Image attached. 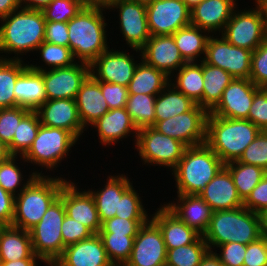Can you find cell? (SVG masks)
<instances>
[{"label":"cell","mask_w":267,"mask_h":266,"mask_svg":"<svg viewBox=\"0 0 267 266\" xmlns=\"http://www.w3.org/2000/svg\"><path fill=\"white\" fill-rule=\"evenodd\" d=\"M0 21V53L16 56L1 55V59L22 60V55L36 51L44 42L46 20L41 10L20 8Z\"/></svg>","instance_id":"6da1fadb"},{"label":"cell","mask_w":267,"mask_h":266,"mask_svg":"<svg viewBox=\"0 0 267 266\" xmlns=\"http://www.w3.org/2000/svg\"><path fill=\"white\" fill-rule=\"evenodd\" d=\"M262 236V215L253 213L244 206L232 210L213 211L209 226L203 234L210 251L227 242L248 245Z\"/></svg>","instance_id":"7a4b0ae2"},{"label":"cell","mask_w":267,"mask_h":266,"mask_svg":"<svg viewBox=\"0 0 267 266\" xmlns=\"http://www.w3.org/2000/svg\"><path fill=\"white\" fill-rule=\"evenodd\" d=\"M100 8H85L67 22L69 48L77 62L91 64L109 47L106 17Z\"/></svg>","instance_id":"3957f363"},{"label":"cell","mask_w":267,"mask_h":266,"mask_svg":"<svg viewBox=\"0 0 267 266\" xmlns=\"http://www.w3.org/2000/svg\"><path fill=\"white\" fill-rule=\"evenodd\" d=\"M67 178L37 175L15 196L12 226L30 231L59 197Z\"/></svg>","instance_id":"277c9868"},{"label":"cell","mask_w":267,"mask_h":266,"mask_svg":"<svg viewBox=\"0 0 267 266\" xmlns=\"http://www.w3.org/2000/svg\"><path fill=\"white\" fill-rule=\"evenodd\" d=\"M260 131L247 119H229L208 114L205 143L226 164L238 160Z\"/></svg>","instance_id":"5b68a950"},{"label":"cell","mask_w":267,"mask_h":266,"mask_svg":"<svg viewBox=\"0 0 267 266\" xmlns=\"http://www.w3.org/2000/svg\"><path fill=\"white\" fill-rule=\"evenodd\" d=\"M223 166L206 143L187 147L178 165L170 171L176 181L177 195H199Z\"/></svg>","instance_id":"8992f818"},{"label":"cell","mask_w":267,"mask_h":266,"mask_svg":"<svg viewBox=\"0 0 267 266\" xmlns=\"http://www.w3.org/2000/svg\"><path fill=\"white\" fill-rule=\"evenodd\" d=\"M78 139L65 129L47 127L40 125L37 136L24 156H20V159L25 163H32L33 166H41L43 170H47L59 167L58 164L67 158L71 147H73ZM43 167V168H42Z\"/></svg>","instance_id":"52a82bcc"},{"label":"cell","mask_w":267,"mask_h":266,"mask_svg":"<svg viewBox=\"0 0 267 266\" xmlns=\"http://www.w3.org/2000/svg\"><path fill=\"white\" fill-rule=\"evenodd\" d=\"M65 215V206L58 197L49 206L41 221L29 231L33 252L46 266H52L63 254L61 227Z\"/></svg>","instance_id":"ba28073f"},{"label":"cell","mask_w":267,"mask_h":266,"mask_svg":"<svg viewBox=\"0 0 267 266\" xmlns=\"http://www.w3.org/2000/svg\"><path fill=\"white\" fill-rule=\"evenodd\" d=\"M254 2L255 8H245L244 11L235 8L221 33L230 44L250 51L257 49L267 39L263 10L256 1Z\"/></svg>","instance_id":"9c48e42d"},{"label":"cell","mask_w":267,"mask_h":266,"mask_svg":"<svg viewBox=\"0 0 267 266\" xmlns=\"http://www.w3.org/2000/svg\"><path fill=\"white\" fill-rule=\"evenodd\" d=\"M134 145L145 165L163 166L171 171L178 165L187 148L181 141L166 136L153 127L139 129Z\"/></svg>","instance_id":"30bf717a"},{"label":"cell","mask_w":267,"mask_h":266,"mask_svg":"<svg viewBox=\"0 0 267 266\" xmlns=\"http://www.w3.org/2000/svg\"><path fill=\"white\" fill-rule=\"evenodd\" d=\"M210 35L204 61L225 70L234 78L250 79L252 53L246 48L230 44L222 35Z\"/></svg>","instance_id":"8fae6325"},{"label":"cell","mask_w":267,"mask_h":266,"mask_svg":"<svg viewBox=\"0 0 267 266\" xmlns=\"http://www.w3.org/2000/svg\"><path fill=\"white\" fill-rule=\"evenodd\" d=\"M209 112L198 104L190 111L157 121L152 127L158 132L175 138L187 147L206 142L207 117Z\"/></svg>","instance_id":"7c38bea8"},{"label":"cell","mask_w":267,"mask_h":266,"mask_svg":"<svg viewBox=\"0 0 267 266\" xmlns=\"http://www.w3.org/2000/svg\"><path fill=\"white\" fill-rule=\"evenodd\" d=\"M146 13L151 36L173 35L191 24V9L183 0H154Z\"/></svg>","instance_id":"4fadbf2b"},{"label":"cell","mask_w":267,"mask_h":266,"mask_svg":"<svg viewBox=\"0 0 267 266\" xmlns=\"http://www.w3.org/2000/svg\"><path fill=\"white\" fill-rule=\"evenodd\" d=\"M117 9L120 33L123 40L133 51L141 53L140 49L151 37L148 29L146 5L133 0H113L108 10Z\"/></svg>","instance_id":"5bb4252c"},{"label":"cell","mask_w":267,"mask_h":266,"mask_svg":"<svg viewBox=\"0 0 267 266\" xmlns=\"http://www.w3.org/2000/svg\"><path fill=\"white\" fill-rule=\"evenodd\" d=\"M166 255L162 232L150 218L139 229L130 258L123 266H164Z\"/></svg>","instance_id":"9a60e30c"},{"label":"cell","mask_w":267,"mask_h":266,"mask_svg":"<svg viewBox=\"0 0 267 266\" xmlns=\"http://www.w3.org/2000/svg\"><path fill=\"white\" fill-rule=\"evenodd\" d=\"M123 50L107 49L90 64V75L96 81H104L128 87L140 62ZM138 61V62H137Z\"/></svg>","instance_id":"2e32d148"},{"label":"cell","mask_w":267,"mask_h":266,"mask_svg":"<svg viewBox=\"0 0 267 266\" xmlns=\"http://www.w3.org/2000/svg\"><path fill=\"white\" fill-rule=\"evenodd\" d=\"M90 75V65L77 62L70 67L43 71V82L47 100L74 99L81 84Z\"/></svg>","instance_id":"e0dca14e"},{"label":"cell","mask_w":267,"mask_h":266,"mask_svg":"<svg viewBox=\"0 0 267 266\" xmlns=\"http://www.w3.org/2000/svg\"><path fill=\"white\" fill-rule=\"evenodd\" d=\"M259 89L250 79L234 78L209 114L229 119H247L254 94Z\"/></svg>","instance_id":"ac0fdd59"},{"label":"cell","mask_w":267,"mask_h":266,"mask_svg":"<svg viewBox=\"0 0 267 266\" xmlns=\"http://www.w3.org/2000/svg\"><path fill=\"white\" fill-rule=\"evenodd\" d=\"M77 187L76 183L68 179L60 191L59 198L63 201L66 215L98 234L101 222L95 200L89 191H80Z\"/></svg>","instance_id":"d6986e66"},{"label":"cell","mask_w":267,"mask_h":266,"mask_svg":"<svg viewBox=\"0 0 267 266\" xmlns=\"http://www.w3.org/2000/svg\"><path fill=\"white\" fill-rule=\"evenodd\" d=\"M140 52V59L164 72L168 77L174 75V72L186 63L172 35L151 36Z\"/></svg>","instance_id":"ffe728a7"},{"label":"cell","mask_w":267,"mask_h":266,"mask_svg":"<svg viewBox=\"0 0 267 266\" xmlns=\"http://www.w3.org/2000/svg\"><path fill=\"white\" fill-rule=\"evenodd\" d=\"M35 111L42 125L70 131L78 140L86 131L74 99L46 100Z\"/></svg>","instance_id":"44dd1931"},{"label":"cell","mask_w":267,"mask_h":266,"mask_svg":"<svg viewBox=\"0 0 267 266\" xmlns=\"http://www.w3.org/2000/svg\"><path fill=\"white\" fill-rule=\"evenodd\" d=\"M52 266H114L98 234L68 245Z\"/></svg>","instance_id":"7402d4cb"},{"label":"cell","mask_w":267,"mask_h":266,"mask_svg":"<svg viewBox=\"0 0 267 266\" xmlns=\"http://www.w3.org/2000/svg\"><path fill=\"white\" fill-rule=\"evenodd\" d=\"M237 0H202L191 9V24L213 35L222 33L234 9Z\"/></svg>","instance_id":"603a6c76"},{"label":"cell","mask_w":267,"mask_h":266,"mask_svg":"<svg viewBox=\"0 0 267 266\" xmlns=\"http://www.w3.org/2000/svg\"><path fill=\"white\" fill-rule=\"evenodd\" d=\"M199 196L213 211L232 210L243 206L229 170L223 166L200 192Z\"/></svg>","instance_id":"cb8c5ba5"},{"label":"cell","mask_w":267,"mask_h":266,"mask_svg":"<svg viewBox=\"0 0 267 266\" xmlns=\"http://www.w3.org/2000/svg\"><path fill=\"white\" fill-rule=\"evenodd\" d=\"M92 126L96 128L95 131L102 146L117 144L119 140L128 138L130 134H133L131 137H135L133 140L136 144L138 129L126 108L110 109L90 127Z\"/></svg>","instance_id":"d4e9b609"},{"label":"cell","mask_w":267,"mask_h":266,"mask_svg":"<svg viewBox=\"0 0 267 266\" xmlns=\"http://www.w3.org/2000/svg\"><path fill=\"white\" fill-rule=\"evenodd\" d=\"M159 226L166 249H173L195 243L202 235L173 214L164 204L149 215Z\"/></svg>","instance_id":"484cf974"},{"label":"cell","mask_w":267,"mask_h":266,"mask_svg":"<svg viewBox=\"0 0 267 266\" xmlns=\"http://www.w3.org/2000/svg\"><path fill=\"white\" fill-rule=\"evenodd\" d=\"M177 199L164 205L203 236L209 226L213 210L199 195H177Z\"/></svg>","instance_id":"4316f807"},{"label":"cell","mask_w":267,"mask_h":266,"mask_svg":"<svg viewBox=\"0 0 267 266\" xmlns=\"http://www.w3.org/2000/svg\"><path fill=\"white\" fill-rule=\"evenodd\" d=\"M75 101L80 120L87 129L110 110L100 84L91 75L81 84Z\"/></svg>","instance_id":"83f0119b"},{"label":"cell","mask_w":267,"mask_h":266,"mask_svg":"<svg viewBox=\"0 0 267 266\" xmlns=\"http://www.w3.org/2000/svg\"><path fill=\"white\" fill-rule=\"evenodd\" d=\"M105 186L97 191L88 189L95 200L99 220L115 217L122 195L133 185L125 174L107 176Z\"/></svg>","instance_id":"f1b7e54d"},{"label":"cell","mask_w":267,"mask_h":266,"mask_svg":"<svg viewBox=\"0 0 267 266\" xmlns=\"http://www.w3.org/2000/svg\"><path fill=\"white\" fill-rule=\"evenodd\" d=\"M40 259L34 254L29 231L14 226L0 228V261Z\"/></svg>","instance_id":"f546056e"},{"label":"cell","mask_w":267,"mask_h":266,"mask_svg":"<svg viewBox=\"0 0 267 266\" xmlns=\"http://www.w3.org/2000/svg\"><path fill=\"white\" fill-rule=\"evenodd\" d=\"M14 94L16 107L20 106L36 110L47 100L43 82V71H35L28 66L17 78Z\"/></svg>","instance_id":"4dcf8cb0"},{"label":"cell","mask_w":267,"mask_h":266,"mask_svg":"<svg viewBox=\"0 0 267 266\" xmlns=\"http://www.w3.org/2000/svg\"><path fill=\"white\" fill-rule=\"evenodd\" d=\"M169 83L200 107H203V61L186 62L176 71L175 76L170 77Z\"/></svg>","instance_id":"1f68e13d"},{"label":"cell","mask_w":267,"mask_h":266,"mask_svg":"<svg viewBox=\"0 0 267 266\" xmlns=\"http://www.w3.org/2000/svg\"><path fill=\"white\" fill-rule=\"evenodd\" d=\"M207 33V31L190 24L178 29L172 35L181 56L186 62H198V60H204L206 44L210 36V34Z\"/></svg>","instance_id":"d6a6232c"},{"label":"cell","mask_w":267,"mask_h":266,"mask_svg":"<svg viewBox=\"0 0 267 266\" xmlns=\"http://www.w3.org/2000/svg\"><path fill=\"white\" fill-rule=\"evenodd\" d=\"M170 82L164 72L146 64L142 59L128 85V94L158 95Z\"/></svg>","instance_id":"836d02e7"},{"label":"cell","mask_w":267,"mask_h":266,"mask_svg":"<svg viewBox=\"0 0 267 266\" xmlns=\"http://www.w3.org/2000/svg\"><path fill=\"white\" fill-rule=\"evenodd\" d=\"M197 104L170 83L156 95L155 123L192 110Z\"/></svg>","instance_id":"e575fe53"},{"label":"cell","mask_w":267,"mask_h":266,"mask_svg":"<svg viewBox=\"0 0 267 266\" xmlns=\"http://www.w3.org/2000/svg\"><path fill=\"white\" fill-rule=\"evenodd\" d=\"M203 108L210 112L220 101L223 91L233 81L225 70L203 60Z\"/></svg>","instance_id":"d590c367"},{"label":"cell","mask_w":267,"mask_h":266,"mask_svg":"<svg viewBox=\"0 0 267 266\" xmlns=\"http://www.w3.org/2000/svg\"><path fill=\"white\" fill-rule=\"evenodd\" d=\"M224 166L229 170L237 193L243 202L267 173L259 166L241 163L237 160L226 163Z\"/></svg>","instance_id":"8d00e7d4"},{"label":"cell","mask_w":267,"mask_h":266,"mask_svg":"<svg viewBox=\"0 0 267 266\" xmlns=\"http://www.w3.org/2000/svg\"><path fill=\"white\" fill-rule=\"evenodd\" d=\"M27 67L23 60L0 58V108L16 107L15 83Z\"/></svg>","instance_id":"74e56055"},{"label":"cell","mask_w":267,"mask_h":266,"mask_svg":"<svg viewBox=\"0 0 267 266\" xmlns=\"http://www.w3.org/2000/svg\"><path fill=\"white\" fill-rule=\"evenodd\" d=\"M40 120L35 110H30L19 122L12 142L8 145L12 156H24L31 148L38 130Z\"/></svg>","instance_id":"f35d334b"},{"label":"cell","mask_w":267,"mask_h":266,"mask_svg":"<svg viewBox=\"0 0 267 266\" xmlns=\"http://www.w3.org/2000/svg\"><path fill=\"white\" fill-rule=\"evenodd\" d=\"M156 95L128 94L126 110L137 129L155 124Z\"/></svg>","instance_id":"ab89813d"},{"label":"cell","mask_w":267,"mask_h":266,"mask_svg":"<svg viewBox=\"0 0 267 266\" xmlns=\"http://www.w3.org/2000/svg\"><path fill=\"white\" fill-rule=\"evenodd\" d=\"M36 51H39L38 53L41 54L40 59L42 58L41 61L44 62L45 66H40L37 64H29L28 66L35 71H45V70H50V69H55V68H65V67H70L77 63L73 52L69 47L65 46H60L57 44H52L49 42H43L39 45ZM49 68H48V67Z\"/></svg>","instance_id":"60d3db41"},{"label":"cell","mask_w":267,"mask_h":266,"mask_svg":"<svg viewBox=\"0 0 267 266\" xmlns=\"http://www.w3.org/2000/svg\"><path fill=\"white\" fill-rule=\"evenodd\" d=\"M18 156H11L7 161L0 163V186L8 193L17 196L37 175H44L42 171H34L28 175V178L24 182L23 171L21 167L16 164ZM23 181V182H22ZM22 185V186H21ZM17 190V191H16Z\"/></svg>","instance_id":"b9f144b4"},{"label":"cell","mask_w":267,"mask_h":266,"mask_svg":"<svg viewBox=\"0 0 267 266\" xmlns=\"http://www.w3.org/2000/svg\"><path fill=\"white\" fill-rule=\"evenodd\" d=\"M209 247L201 236L195 243L167 249V266H199L209 252Z\"/></svg>","instance_id":"7bdbcfd3"},{"label":"cell","mask_w":267,"mask_h":266,"mask_svg":"<svg viewBox=\"0 0 267 266\" xmlns=\"http://www.w3.org/2000/svg\"><path fill=\"white\" fill-rule=\"evenodd\" d=\"M101 237L109 260L114 266H123L130 258L136 236L98 233Z\"/></svg>","instance_id":"ee69618b"},{"label":"cell","mask_w":267,"mask_h":266,"mask_svg":"<svg viewBox=\"0 0 267 266\" xmlns=\"http://www.w3.org/2000/svg\"><path fill=\"white\" fill-rule=\"evenodd\" d=\"M143 200L133 185L122 195L115 216L124 219H150Z\"/></svg>","instance_id":"f6af8a7d"},{"label":"cell","mask_w":267,"mask_h":266,"mask_svg":"<svg viewBox=\"0 0 267 266\" xmlns=\"http://www.w3.org/2000/svg\"><path fill=\"white\" fill-rule=\"evenodd\" d=\"M30 111L25 107L0 108V140L7 146L12 142L21 119Z\"/></svg>","instance_id":"bcb514c9"},{"label":"cell","mask_w":267,"mask_h":266,"mask_svg":"<svg viewBox=\"0 0 267 266\" xmlns=\"http://www.w3.org/2000/svg\"><path fill=\"white\" fill-rule=\"evenodd\" d=\"M237 161L259 166L267 172V130L260 131Z\"/></svg>","instance_id":"7dc6e473"},{"label":"cell","mask_w":267,"mask_h":266,"mask_svg":"<svg viewBox=\"0 0 267 266\" xmlns=\"http://www.w3.org/2000/svg\"><path fill=\"white\" fill-rule=\"evenodd\" d=\"M82 8L83 6L77 0H53L42 12L46 21L67 23Z\"/></svg>","instance_id":"c3c4849f"},{"label":"cell","mask_w":267,"mask_h":266,"mask_svg":"<svg viewBox=\"0 0 267 266\" xmlns=\"http://www.w3.org/2000/svg\"><path fill=\"white\" fill-rule=\"evenodd\" d=\"M149 219L109 218L101 223L99 233H114V235L137 236L139 229Z\"/></svg>","instance_id":"681fc988"},{"label":"cell","mask_w":267,"mask_h":266,"mask_svg":"<svg viewBox=\"0 0 267 266\" xmlns=\"http://www.w3.org/2000/svg\"><path fill=\"white\" fill-rule=\"evenodd\" d=\"M61 229L63 251L66 246L86 240L94 235L89 228L67 215H65Z\"/></svg>","instance_id":"f907efd6"},{"label":"cell","mask_w":267,"mask_h":266,"mask_svg":"<svg viewBox=\"0 0 267 266\" xmlns=\"http://www.w3.org/2000/svg\"><path fill=\"white\" fill-rule=\"evenodd\" d=\"M250 80L259 88L267 82V39L252 53Z\"/></svg>","instance_id":"816d5d0a"},{"label":"cell","mask_w":267,"mask_h":266,"mask_svg":"<svg viewBox=\"0 0 267 266\" xmlns=\"http://www.w3.org/2000/svg\"><path fill=\"white\" fill-rule=\"evenodd\" d=\"M220 249V254L217 250L212 251L215 256L221 261L224 266H243L246 253V245L237 242H227L219 245L215 249Z\"/></svg>","instance_id":"f5cc1de1"},{"label":"cell","mask_w":267,"mask_h":266,"mask_svg":"<svg viewBox=\"0 0 267 266\" xmlns=\"http://www.w3.org/2000/svg\"><path fill=\"white\" fill-rule=\"evenodd\" d=\"M97 82L100 84L101 92L109 109L126 108L128 87L104 81Z\"/></svg>","instance_id":"db71d44e"},{"label":"cell","mask_w":267,"mask_h":266,"mask_svg":"<svg viewBox=\"0 0 267 266\" xmlns=\"http://www.w3.org/2000/svg\"><path fill=\"white\" fill-rule=\"evenodd\" d=\"M247 120L260 130H267V93L262 88L254 94Z\"/></svg>","instance_id":"11a10c76"},{"label":"cell","mask_w":267,"mask_h":266,"mask_svg":"<svg viewBox=\"0 0 267 266\" xmlns=\"http://www.w3.org/2000/svg\"><path fill=\"white\" fill-rule=\"evenodd\" d=\"M243 206L253 213L263 215L267 212V173L243 202Z\"/></svg>","instance_id":"9f6ffc18"},{"label":"cell","mask_w":267,"mask_h":266,"mask_svg":"<svg viewBox=\"0 0 267 266\" xmlns=\"http://www.w3.org/2000/svg\"><path fill=\"white\" fill-rule=\"evenodd\" d=\"M243 266H267V236L246 245Z\"/></svg>","instance_id":"6f0895ef"},{"label":"cell","mask_w":267,"mask_h":266,"mask_svg":"<svg viewBox=\"0 0 267 266\" xmlns=\"http://www.w3.org/2000/svg\"><path fill=\"white\" fill-rule=\"evenodd\" d=\"M44 41L69 47V34L66 22L46 21Z\"/></svg>","instance_id":"680465c9"},{"label":"cell","mask_w":267,"mask_h":266,"mask_svg":"<svg viewBox=\"0 0 267 266\" xmlns=\"http://www.w3.org/2000/svg\"><path fill=\"white\" fill-rule=\"evenodd\" d=\"M15 197L0 186V225L11 226L14 218Z\"/></svg>","instance_id":"91938a15"},{"label":"cell","mask_w":267,"mask_h":266,"mask_svg":"<svg viewBox=\"0 0 267 266\" xmlns=\"http://www.w3.org/2000/svg\"><path fill=\"white\" fill-rule=\"evenodd\" d=\"M21 8L19 0H0V19Z\"/></svg>","instance_id":"94428289"},{"label":"cell","mask_w":267,"mask_h":266,"mask_svg":"<svg viewBox=\"0 0 267 266\" xmlns=\"http://www.w3.org/2000/svg\"><path fill=\"white\" fill-rule=\"evenodd\" d=\"M53 0H19L21 8L30 10H43Z\"/></svg>","instance_id":"6125c7cd"},{"label":"cell","mask_w":267,"mask_h":266,"mask_svg":"<svg viewBox=\"0 0 267 266\" xmlns=\"http://www.w3.org/2000/svg\"><path fill=\"white\" fill-rule=\"evenodd\" d=\"M85 8H100L107 10L113 0H77Z\"/></svg>","instance_id":"be15d7a7"},{"label":"cell","mask_w":267,"mask_h":266,"mask_svg":"<svg viewBox=\"0 0 267 266\" xmlns=\"http://www.w3.org/2000/svg\"><path fill=\"white\" fill-rule=\"evenodd\" d=\"M37 261L43 263L41 259H20L15 261H0V266H38Z\"/></svg>","instance_id":"e7e4bbea"},{"label":"cell","mask_w":267,"mask_h":266,"mask_svg":"<svg viewBox=\"0 0 267 266\" xmlns=\"http://www.w3.org/2000/svg\"><path fill=\"white\" fill-rule=\"evenodd\" d=\"M199 266H224L212 251H209L202 259Z\"/></svg>","instance_id":"03108f58"},{"label":"cell","mask_w":267,"mask_h":266,"mask_svg":"<svg viewBox=\"0 0 267 266\" xmlns=\"http://www.w3.org/2000/svg\"><path fill=\"white\" fill-rule=\"evenodd\" d=\"M11 156L8 146L0 140V163L7 161Z\"/></svg>","instance_id":"003e7915"},{"label":"cell","mask_w":267,"mask_h":266,"mask_svg":"<svg viewBox=\"0 0 267 266\" xmlns=\"http://www.w3.org/2000/svg\"><path fill=\"white\" fill-rule=\"evenodd\" d=\"M262 8L264 16H265V22L267 27V0H255Z\"/></svg>","instance_id":"a7ac6f4b"},{"label":"cell","mask_w":267,"mask_h":266,"mask_svg":"<svg viewBox=\"0 0 267 266\" xmlns=\"http://www.w3.org/2000/svg\"><path fill=\"white\" fill-rule=\"evenodd\" d=\"M186 5L192 9L194 8L196 5H198L202 0H183Z\"/></svg>","instance_id":"89a4df30"},{"label":"cell","mask_w":267,"mask_h":266,"mask_svg":"<svg viewBox=\"0 0 267 266\" xmlns=\"http://www.w3.org/2000/svg\"><path fill=\"white\" fill-rule=\"evenodd\" d=\"M263 217V235L267 236V212L262 215Z\"/></svg>","instance_id":"2644e50d"},{"label":"cell","mask_w":267,"mask_h":266,"mask_svg":"<svg viewBox=\"0 0 267 266\" xmlns=\"http://www.w3.org/2000/svg\"><path fill=\"white\" fill-rule=\"evenodd\" d=\"M133 1L147 5L151 2H153L154 0H133Z\"/></svg>","instance_id":"8c879c8a"},{"label":"cell","mask_w":267,"mask_h":266,"mask_svg":"<svg viewBox=\"0 0 267 266\" xmlns=\"http://www.w3.org/2000/svg\"><path fill=\"white\" fill-rule=\"evenodd\" d=\"M261 88L267 93V82Z\"/></svg>","instance_id":"753ad0ef"}]
</instances>
